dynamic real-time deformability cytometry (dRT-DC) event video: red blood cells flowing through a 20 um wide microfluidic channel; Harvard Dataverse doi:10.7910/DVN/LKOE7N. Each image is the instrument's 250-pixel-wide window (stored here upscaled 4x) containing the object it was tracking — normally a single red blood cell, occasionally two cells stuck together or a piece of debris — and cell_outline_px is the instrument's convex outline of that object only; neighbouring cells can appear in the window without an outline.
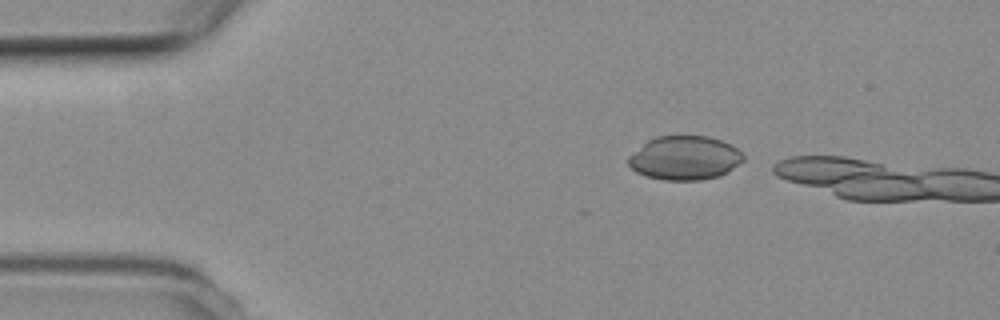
{"species": "common noctule bat (a hibernating species)", "species_latin": "Nyctalus noctula", "temperature_condition": "room temperature", "stored_images_in_passage": 15, "camera_frame_rate_fps": 3000, "um_per_image_px": 0.085, "animal": {"sex": "female", "body_mass_g": 19.3, "forearm_length_mm": 54.1}, "frame": {"image": 1, "passage_image": 3, "time_ms": 0.667, "image_size_px": [1000, 320], "cell_outline_px": [[744, 160], [740, 164], [728, 172], [720, 176], [700, 180], [664, 180], [644, 176], [636, 172], [628, 164], [628, 156], [648, 140], [656, 136], [708, 136], [732, 144], [744, 156]], "centroid_in_image_um": [58.21, 13.43], "position_along_channel_um": 26.8, "area_um2": 29.59}}
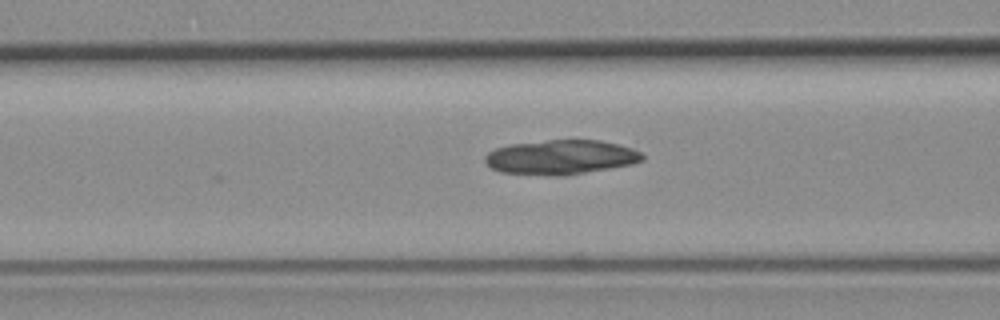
{"frame": {"image": 2, "passage_image": 15, "time_ms": 4.667, "image_size_px": [1000, 320], "cell_outline_px": [[644, 160], [632, 164], [568, 176], [548, 176], [500, 172], [492, 168], [484, 160], [484, 156], [488, 152], [496, 148], [512, 144], [548, 140], [600, 140], [632, 148], [640, 152], [644, 156]], "centroid_in_image_um": [47.67, 13.38], "position_along_channel_um": 118.9, "area_um2": 31.79}}